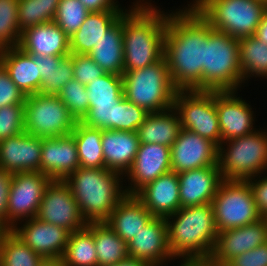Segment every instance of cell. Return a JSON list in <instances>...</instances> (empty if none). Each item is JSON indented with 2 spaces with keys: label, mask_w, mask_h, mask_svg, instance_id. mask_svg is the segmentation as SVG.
<instances>
[{
  "label": "cell",
  "mask_w": 267,
  "mask_h": 266,
  "mask_svg": "<svg viewBox=\"0 0 267 266\" xmlns=\"http://www.w3.org/2000/svg\"><path fill=\"white\" fill-rule=\"evenodd\" d=\"M207 21L190 4L169 14L164 58L170 78L179 90H203Z\"/></svg>",
  "instance_id": "1"
},
{
  "label": "cell",
  "mask_w": 267,
  "mask_h": 266,
  "mask_svg": "<svg viewBox=\"0 0 267 266\" xmlns=\"http://www.w3.org/2000/svg\"><path fill=\"white\" fill-rule=\"evenodd\" d=\"M130 8L123 13L124 72L150 66L164 57L169 16L147 1L137 0Z\"/></svg>",
  "instance_id": "2"
},
{
  "label": "cell",
  "mask_w": 267,
  "mask_h": 266,
  "mask_svg": "<svg viewBox=\"0 0 267 266\" xmlns=\"http://www.w3.org/2000/svg\"><path fill=\"white\" fill-rule=\"evenodd\" d=\"M165 219L173 258H182V263L205 264L218 234L212 204L183 207Z\"/></svg>",
  "instance_id": "3"
},
{
  "label": "cell",
  "mask_w": 267,
  "mask_h": 266,
  "mask_svg": "<svg viewBox=\"0 0 267 266\" xmlns=\"http://www.w3.org/2000/svg\"><path fill=\"white\" fill-rule=\"evenodd\" d=\"M122 177L107 168L79 167L63 181L75 198L83 218L91 223L105 222L127 195Z\"/></svg>",
  "instance_id": "4"
},
{
  "label": "cell",
  "mask_w": 267,
  "mask_h": 266,
  "mask_svg": "<svg viewBox=\"0 0 267 266\" xmlns=\"http://www.w3.org/2000/svg\"><path fill=\"white\" fill-rule=\"evenodd\" d=\"M242 83L239 39L213 29L207 22L203 90L237 91Z\"/></svg>",
  "instance_id": "5"
},
{
  "label": "cell",
  "mask_w": 267,
  "mask_h": 266,
  "mask_svg": "<svg viewBox=\"0 0 267 266\" xmlns=\"http://www.w3.org/2000/svg\"><path fill=\"white\" fill-rule=\"evenodd\" d=\"M193 1L190 4L213 29L238 39L254 36L267 11V1L263 0Z\"/></svg>",
  "instance_id": "6"
},
{
  "label": "cell",
  "mask_w": 267,
  "mask_h": 266,
  "mask_svg": "<svg viewBox=\"0 0 267 266\" xmlns=\"http://www.w3.org/2000/svg\"><path fill=\"white\" fill-rule=\"evenodd\" d=\"M124 97L147 113L172 108L178 91L173 85L163 57L150 66L126 71L122 75Z\"/></svg>",
  "instance_id": "7"
},
{
  "label": "cell",
  "mask_w": 267,
  "mask_h": 266,
  "mask_svg": "<svg viewBox=\"0 0 267 266\" xmlns=\"http://www.w3.org/2000/svg\"><path fill=\"white\" fill-rule=\"evenodd\" d=\"M217 165L222 179L227 180H248L265 174L263 172L267 169L266 130L259 129L248 135L221 142L218 146Z\"/></svg>",
  "instance_id": "8"
},
{
  "label": "cell",
  "mask_w": 267,
  "mask_h": 266,
  "mask_svg": "<svg viewBox=\"0 0 267 266\" xmlns=\"http://www.w3.org/2000/svg\"><path fill=\"white\" fill-rule=\"evenodd\" d=\"M211 204L217 231L243 227L262 218L247 180L223 179Z\"/></svg>",
  "instance_id": "9"
},
{
  "label": "cell",
  "mask_w": 267,
  "mask_h": 266,
  "mask_svg": "<svg viewBox=\"0 0 267 266\" xmlns=\"http://www.w3.org/2000/svg\"><path fill=\"white\" fill-rule=\"evenodd\" d=\"M77 120L57 95L36 93L24 103L25 132L40 138H55L73 132Z\"/></svg>",
  "instance_id": "10"
},
{
  "label": "cell",
  "mask_w": 267,
  "mask_h": 266,
  "mask_svg": "<svg viewBox=\"0 0 267 266\" xmlns=\"http://www.w3.org/2000/svg\"><path fill=\"white\" fill-rule=\"evenodd\" d=\"M173 107L183 129L210 140L217 147L221 144L215 91L179 90L175 94Z\"/></svg>",
  "instance_id": "11"
},
{
  "label": "cell",
  "mask_w": 267,
  "mask_h": 266,
  "mask_svg": "<svg viewBox=\"0 0 267 266\" xmlns=\"http://www.w3.org/2000/svg\"><path fill=\"white\" fill-rule=\"evenodd\" d=\"M52 179L41 172H15L9 192L7 230L37 216L44 191ZM25 218V219H24ZM20 220H22L20 222Z\"/></svg>",
  "instance_id": "12"
},
{
  "label": "cell",
  "mask_w": 267,
  "mask_h": 266,
  "mask_svg": "<svg viewBox=\"0 0 267 266\" xmlns=\"http://www.w3.org/2000/svg\"><path fill=\"white\" fill-rule=\"evenodd\" d=\"M36 217L63 227L70 233L85 228L88 224L69 187L61 180H52L46 187Z\"/></svg>",
  "instance_id": "13"
},
{
  "label": "cell",
  "mask_w": 267,
  "mask_h": 266,
  "mask_svg": "<svg viewBox=\"0 0 267 266\" xmlns=\"http://www.w3.org/2000/svg\"><path fill=\"white\" fill-rule=\"evenodd\" d=\"M267 242V218L235 229L218 231L205 266H226L232 259Z\"/></svg>",
  "instance_id": "14"
},
{
  "label": "cell",
  "mask_w": 267,
  "mask_h": 266,
  "mask_svg": "<svg viewBox=\"0 0 267 266\" xmlns=\"http://www.w3.org/2000/svg\"><path fill=\"white\" fill-rule=\"evenodd\" d=\"M25 221L23 226L15 225L10 231L43 259L62 258L70 232L37 217Z\"/></svg>",
  "instance_id": "15"
},
{
  "label": "cell",
  "mask_w": 267,
  "mask_h": 266,
  "mask_svg": "<svg viewBox=\"0 0 267 266\" xmlns=\"http://www.w3.org/2000/svg\"><path fill=\"white\" fill-rule=\"evenodd\" d=\"M170 152L171 171L176 173L218 166V147L210 140L187 129H181L170 147Z\"/></svg>",
  "instance_id": "16"
},
{
  "label": "cell",
  "mask_w": 267,
  "mask_h": 266,
  "mask_svg": "<svg viewBox=\"0 0 267 266\" xmlns=\"http://www.w3.org/2000/svg\"><path fill=\"white\" fill-rule=\"evenodd\" d=\"M128 255L131 258L163 266L167 260H173L168 243L167 222L163 217H153L128 243Z\"/></svg>",
  "instance_id": "17"
},
{
  "label": "cell",
  "mask_w": 267,
  "mask_h": 266,
  "mask_svg": "<svg viewBox=\"0 0 267 266\" xmlns=\"http://www.w3.org/2000/svg\"><path fill=\"white\" fill-rule=\"evenodd\" d=\"M237 91H215V104L221 132V142L248 135L253 127L254 113L249 104L237 97Z\"/></svg>",
  "instance_id": "18"
},
{
  "label": "cell",
  "mask_w": 267,
  "mask_h": 266,
  "mask_svg": "<svg viewBox=\"0 0 267 266\" xmlns=\"http://www.w3.org/2000/svg\"><path fill=\"white\" fill-rule=\"evenodd\" d=\"M169 171L170 147L156 143L140 144L133 165L124 176H128V181L131 182L130 186L125 188L126 193L135 195L142 187Z\"/></svg>",
  "instance_id": "19"
},
{
  "label": "cell",
  "mask_w": 267,
  "mask_h": 266,
  "mask_svg": "<svg viewBox=\"0 0 267 266\" xmlns=\"http://www.w3.org/2000/svg\"><path fill=\"white\" fill-rule=\"evenodd\" d=\"M43 138L27 132L0 141V168L15 172H41Z\"/></svg>",
  "instance_id": "20"
},
{
  "label": "cell",
  "mask_w": 267,
  "mask_h": 266,
  "mask_svg": "<svg viewBox=\"0 0 267 266\" xmlns=\"http://www.w3.org/2000/svg\"><path fill=\"white\" fill-rule=\"evenodd\" d=\"M80 167L78 151L72 134L43 138L41 173L52 180L63 181Z\"/></svg>",
  "instance_id": "21"
},
{
  "label": "cell",
  "mask_w": 267,
  "mask_h": 266,
  "mask_svg": "<svg viewBox=\"0 0 267 266\" xmlns=\"http://www.w3.org/2000/svg\"><path fill=\"white\" fill-rule=\"evenodd\" d=\"M135 196L154 217L166 218L181 208L178 174L169 171L142 187Z\"/></svg>",
  "instance_id": "22"
},
{
  "label": "cell",
  "mask_w": 267,
  "mask_h": 266,
  "mask_svg": "<svg viewBox=\"0 0 267 266\" xmlns=\"http://www.w3.org/2000/svg\"><path fill=\"white\" fill-rule=\"evenodd\" d=\"M177 174L181 208L212 203L223 180L218 166H208Z\"/></svg>",
  "instance_id": "23"
},
{
  "label": "cell",
  "mask_w": 267,
  "mask_h": 266,
  "mask_svg": "<svg viewBox=\"0 0 267 266\" xmlns=\"http://www.w3.org/2000/svg\"><path fill=\"white\" fill-rule=\"evenodd\" d=\"M18 47L29 55L67 56L71 53L70 38L54 21L25 29Z\"/></svg>",
  "instance_id": "24"
},
{
  "label": "cell",
  "mask_w": 267,
  "mask_h": 266,
  "mask_svg": "<svg viewBox=\"0 0 267 266\" xmlns=\"http://www.w3.org/2000/svg\"><path fill=\"white\" fill-rule=\"evenodd\" d=\"M139 145L136 132L104 129L102 147L105 168L125 176L133 165Z\"/></svg>",
  "instance_id": "25"
},
{
  "label": "cell",
  "mask_w": 267,
  "mask_h": 266,
  "mask_svg": "<svg viewBox=\"0 0 267 266\" xmlns=\"http://www.w3.org/2000/svg\"><path fill=\"white\" fill-rule=\"evenodd\" d=\"M153 217L135 195L127 194L105 223L128 243Z\"/></svg>",
  "instance_id": "26"
},
{
  "label": "cell",
  "mask_w": 267,
  "mask_h": 266,
  "mask_svg": "<svg viewBox=\"0 0 267 266\" xmlns=\"http://www.w3.org/2000/svg\"><path fill=\"white\" fill-rule=\"evenodd\" d=\"M0 63L25 96L40 93L41 75L34 58L19 47L0 51Z\"/></svg>",
  "instance_id": "27"
},
{
  "label": "cell",
  "mask_w": 267,
  "mask_h": 266,
  "mask_svg": "<svg viewBox=\"0 0 267 266\" xmlns=\"http://www.w3.org/2000/svg\"><path fill=\"white\" fill-rule=\"evenodd\" d=\"M124 12V10L90 12L83 24L70 37V52L89 55Z\"/></svg>",
  "instance_id": "28"
},
{
  "label": "cell",
  "mask_w": 267,
  "mask_h": 266,
  "mask_svg": "<svg viewBox=\"0 0 267 266\" xmlns=\"http://www.w3.org/2000/svg\"><path fill=\"white\" fill-rule=\"evenodd\" d=\"M182 129L179 115L174 107L148 113L136 130L140 144H160L167 147L175 142Z\"/></svg>",
  "instance_id": "29"
},
{
  "label": "cell",
  "mask_w": 267,
  "mask_h": 266,
  "mask_svg": "<svg viewBox=\"0 0 267 266\" xmlns=\"http://www.w3.org/2000/svg\"><path fill=\"white\" fill-rule=\"evenodd\" d=\"M123 14L89 53L106 73L124 74Z\"/></svg>",
  "instance_id": "30"
},
{
  "label": "cell",
  "mask_w": 267,
  "mask_h": 266,
  "mask_svg": "<svg viewBox=\"0 0 267 266\" xmlns=\"http://www.w3.org/2000/svg\"><path fill=\"white\" fill-rule=\"evenodd\" d=\"M80 167L105 168L102 147L103 130L77 121L73 132Z\"/></svg>",
  "instance_id": "31"
},
{
  "label": "cell",
  "mask_w": 267,
  "mask_h": 266,
  "mask_svg": "<svg viewBox=\"0 0 267 266\" xmlns=\"http://www.w3.org/2000/svg\"><path fill=\"white\" fill-rule=\"evenodd\" d=\"M62 260L65 266H98L93 222L70 233Z\"/></svg>",
  "instance_id": "32"
},
{
  "label": "cell",
  "mask_w": 267,
  "mask_h": 266,
  "mask_svg": "<svg viewBox=\"0 0 267 266\" xmlns=\"http://www.w3.org/2000/svg\"><path fill=\"white\" fill-rule=\"evenodd\" d=\"M98 266H109L129 257L127 243L105 222H93Z\"/></svg>",
  "instance_id": "33"
},
{
  "label": "cell",
  "mask_w": 267,
  "mask_h": 266,
  "mask_svg": "<svg viewBox=\"0 0 267 266\" xmlns=\"http://www.w3.org/2000/svg\"><path fill=\"white\" fill-rule=\"evenodd\" d=\"M239 65L244 83L253 76L267 79V44L255 36L240 38Z\"/></svg>",
  "instance_id": "34"
},
{
  "label": "cell",
  "mask_w": 267,
  "mask_h": 266,
  "mask_svg": "<svg viewBox=\"0 0 267 266\" xmlns=\"http://www.w3.org/2000/svg\"><path fill=\"white\" fill-rule=\"evenodd\" d=\"M43 258L10 230L0 236V266H38Z\"/></svg>",
  "instance_id": "35"
},
{
  "label": "cell",
  "mask_w": 267,
  "mask_h": 266,
  "mask_svg": "<svg viewBox=\"0 0 267 266\" xmlns=\"http://www.w3.org/2000/svg\"><path fill=\"white\" fill-rule=\"evenodd\" d=\"M89 106L118 104L124 98L122 75L105 73L86 85Z\"/></svg>",
  "instance_id": "36"
},
{
  "label": "cell",
  "mask_w": 267,
  "mask_h": 266,
  "mask_svg": "<svg viewBox=\"0 0 267 266\" xmlns=\"http://www.w3.org/2000/svg\"><path fill=\"white\" fill-rule=\"evenodd\" d=\"M60 0H18L19 30L52 22Z\"/></svg>",
  "instance_id": "37"
},
{
  "label": "cell",
  "mask_w": 267,
  "mask_h": 266,
  "mask_svg": "<svg viewBox=\"0 0 267 266\" xmlns=\"http://www.w3.org/2000/svg\"><path fill=\"white\" fill-rule=\"evenodd\" d=\"M20 38L18 0H0V51L18 47Z\"/></svg>",
  "instance_id": "38"
},
{
  "label": "cell",
  "mask_w": 267,
  "mask_h": 266,
  "mask_svg": "<svg viewBox=\"0 0 267 266\" xmlns=\"http://www.w3.org/2000/svg\"><path fill=\"white\" fill-rule=\"evenodd\" d=\"M90 12L79 0H60L54 22L70 38Z\"/></svg>",
  "instance_id": "39"
},
{
  "label": "cell",
  "mask_w": 267,
  "mask_h": 266,
  "mask_svg": "<svg viewBox=\"0 0 267 266\" xmlns=\"http://www.w3.org/2000/svg\"><path fill=\"white\" fill-rule=\"evenodd\" d=\"M77 121H81L89 111V96L86 85L72 79L57 94Z\"/></svg>",
  "instance_id": "40"
},
{
  "label": "cell",
  "mask_w": 267,
  "mask_h": 266,
  "mask_svg": "<svg viewBox=\"0 0 267 266\" xmlns=\"http://www.w3.org/2000/svg\"><path fill=\"white\" fill-rule=\"evenodd\" d=\"M148 113L125 97L117 104L115 130L136 132Z\"/></svg>",
  "instance_id": "41"
},
{
  "label": "cell",
  "mask_w": 267,
  "mask_h": 266,
  "mask_svg": "<svg viewBox=\"0 0 267 266\" xmlns=\"http://www.w3.org/2000/svg\"><path fill=\"white\" fill-rule=\"evenodd\" d=\"M72 53L65 56L55 70L41 79L40 93L57 95L63 86L74 79Z\"/></svg>",
  "instance_id": "42"
},
{
  "label": "cell",
  "mask_w": 267,
  "mask_h": 266,
  "mask_svg": "<svg viewBox=\"0 0 267 266\" xmlns=\"http://www.w3.org/2000/svg\"><path fill=\"white\" fill-rule=\"evenodd\" d=\"M25 132L24 104L0 108V141Z\"/></svg>",
  "instance_id": "43"
},
{
  "label": "cell",
  "mask_w": 267,
  "mask_h": 266,
  "mask_svg": "<svg viewBox=\"0 0 267 266\" xmlns=\"http://www.w3.org/2000/svg\"><path fill=\"white\" fill-rule=\"evenodd\" d=\"M116 106L117 104L89 106V111L81 122L93 128L115 130Z\"/></svg>",
  "instance_id": "44"
},
{
  "label": "cell",
  "mask_w": 267,
  "mask_h": 266,
  "mask_svg": "<svg viewBox=\"0 0 267 266\" xmlns=\"http://www.w3.org/2000/svg\"><path fill=\"white\" fill-rule=\"evenodd\" d=\"M72 62L74 79L83 85H88L106 73L86 54H72Z\"/></svg>",
  "instance_id": "45"
},
{
  "label": "cell",
  "mask_w": 267,
  "mask_h": 266,
  "mask_svg": "<svg viewBox=\"0 0 267 266\" xmlns=\"http://www.w3.org/2000/svg\"><path fill=\"white\" fill-rule=\"evenodd\" d=\"M26 96L10 78L8 72L0 63V108L3 106L25 103Z\"/></svg>",
  "instance_id": "46"
},
{
  "label": "cell",
  "mask_w": 267,
  "mask_h": 266,
  "mask_svg": "<svg viewBox=\"0 0 267 266\" xmlns=\"http://www.w3.org/2000/svg\"><path fill=\"white\" fill-rule=\"evenodd\" d=\"M226 266H267V242L240 254Z\"/></svg>",
  "instance_id": "47"
},
{
  "label": "cell",
  "mask_w": 267,
  "mask_h": 266,
  "mask_svg": "<svg viewBox=\"0 0 267 266\" xmlns=\"http://www.w3.org/2000/svg\"><path fill=\"white\" fill-rule=\"evenodd\" d=\"M262 175L248 179L257 209L262 217L267 218V176ZM257 178V179H256ZM259 179V180H258Z\"/></svg>",
  "instance_id": "48"
},
{
  "label": "cell",
  "mask_w": 267,
  "mask_h": 266,
  "mask_svg": "<svg viewBox=\"0 0 267 266\" xmlns=\"http://www.w3.org/2000/svg\"><path fill=\"white\" fill-rule=\"evenodd\" d=\"M13 173L0 168V226L7 230V209Z\"/></svg>",
  "instance_id": "49"
},
{
  "label": "cell",
  "mask_w": 267,
  "mask_h": 266,
  "mask_svg": "<svg viewBox=\"0 0 267 266\" xmlns=\"http://www.w3.org/2000/svg\"><path fill=\"white\" fill-rule=\"evenodd\" d=\"M34 58L35 64L38 66L41 79L45 76L51 74L57 66H59L60 61L65 56H38L31 55Z\"/></svg>",
  "instance_id": "50"
},
{
  "label": "cell",
  "mask_w": 267,
  "mask_h": 266,
  "mask_svg": "<svg viewBox=\"0 0 267 266\" xmlns=\"http://www.w3.org/2000/svg\"><path fill=\"white\" fill-rule=\"evenodd\" d=\"M89 12L123 10L116 0H79ZM116 1V2H115Z\"/></svg>",
  "instance_id": "51"
},
{
  "label": "cell",
  "mask_w": 267,
  "mask_h": 266,
  "mask_svg": "<svg viewBox=\"0 0 267 266\" xmlns=\"http://www.w3.org/2000/svg\"><path fill=\"white\" fill-rule=\"evenodd\" d=\"M254 36L267 44V11L263 14Z\"/></svg>",
  "instance_id": "52"
},
{
  "label": "cell",
  "mask_w": 267,
  "mask_h": 266,
  "mask_svg": "<svg viewBox=\"0 0 267 266\" xmlns=\"http://www.w3.org/2000/svg\"><path fill=\"white\" fill-rule=\"evenodd\" d=\"M109 266H154V265H151L149 263L140 261L138 259H134V258L128 257V258H126L125 260H123L121 262H118L116 264L109 265Z\"/></svg>",
  "instance_id": "53"
},
{
  "label": "cell",
  "mask_w": 267,
  "mask_h": 266,
  "mask_svg": "<svg viewBox=\"0 0 267 266\" xmlns=\"http://www.w3.org/2000/svg\"><path fill=\"white\" fill-rule=\"evenodd\" d=\"M38 266H65L62 258L43 259Z\"/></svg>",
  "instance_id": "54"
},
{
  "label": "cell",
  "mask_w": 267,
  "mask_h": 266,
  "mask_svg": "<svg viewBox=\"0 0 267 266\" xmlns=\"http://www.w3.org/2000/svg\"><path fill=\"white\" fill-rule=\"evenodd\" d=\"M180 266H203V264H198V263H182Z\"/></svg>",
  "instance_id": "55"
},
{
  "label": "cell",
  "mask_w": 267,
  "mask_h": 266,
  "mask_svg": "<svg viewBox=\"0 0 267 266\" xmlns=\"http://www.w3.org/2000/svg\"><path fill=\"white\" fill-rule=\"evenodd\" d=\"M5 231V229L3 227L0 226V236L1 234Z\"/></svg>",
  "instance_id": "56"
}]
</instances>
